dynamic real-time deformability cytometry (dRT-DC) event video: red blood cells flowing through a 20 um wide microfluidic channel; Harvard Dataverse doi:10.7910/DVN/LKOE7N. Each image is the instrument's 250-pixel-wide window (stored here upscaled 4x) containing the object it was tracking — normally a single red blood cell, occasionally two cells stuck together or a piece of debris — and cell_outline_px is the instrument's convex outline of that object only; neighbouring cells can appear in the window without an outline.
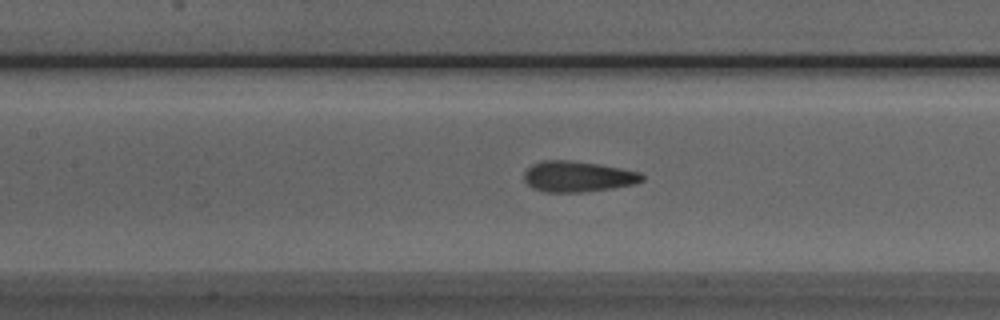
{"species": "Egyptian fruit bat (a non-hibernating species)", "species_latin": "Rousettus aegyptiacus", "temperature_condition": "room temperature", "stored_images_in_passage": 47, "camera_frame_rate_fps": 3000, "um_per_image_px": 0.085, "animal": {"sex": "male"}, "frame": {"image": 1, "passage_image": 21, "time_ms": 6.667, "image_size_px": [1000, 320], "cell_outline_px": [[644, 180], [632, 184], [612, 188], [580, 192], [544, 192], [532, 188], [524, 180], [524, 172], [532, 164], [540, 160], [568, 160], [596, 164], [620, 168], [640, 172], [644, 176]], "centroid_in_image_um": [49.07, 15.0], "position_along_channel_um": 158.3, "area_um2": 21.04}}
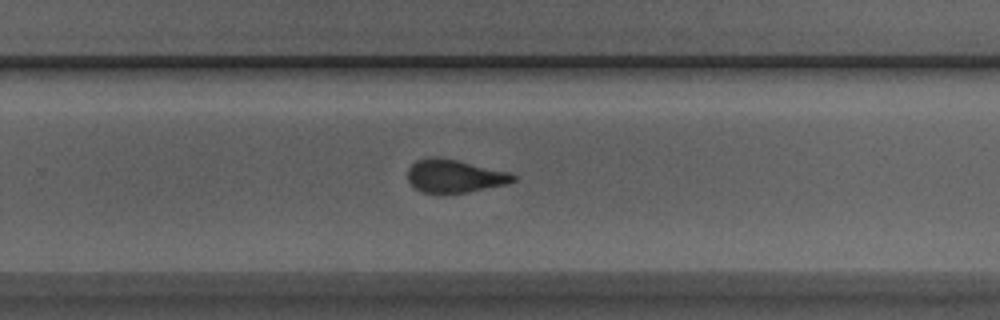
{"frame": {"image": 2, "passage_image": 31, "time_ms": 10.0, "image_size_px": [1000, 320], "cell_outline_px": [[516, 180], [508, 184], [468, 192], [424, 192], [416, 188], [408, 180], [408, 168], [416, 160], [432, 156], [436, 156], [456, 160], [508, 172], [516, 176]], "centroid_in_image_um": [38.64, 14.95], "position_along_channel_um": 291.2, "area_um2": 20.0}}
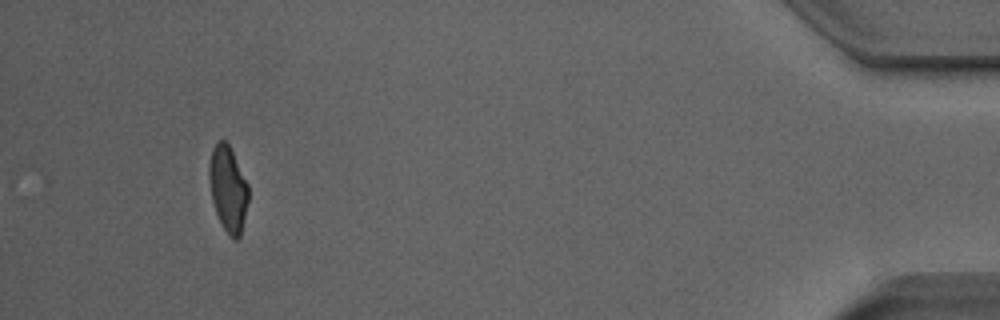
{"frame": {"image": 3, "passage_image": 46, "time_ms": 15.0, "image_size_px": [1000, 320], "cell_outline_px": [[248, 200], [240, 236], [236, 240], [232, 240], [228, 236], [216, 212], [212, 200], [208, 176], [208, 168], [212, 148], [216, 140], [224, 140], [228, 144], [248, 184]], "centroid_in_image_um": [19.36, 16.04], "position_along_channel_um": 415.8, "area_um2": 19.48}}